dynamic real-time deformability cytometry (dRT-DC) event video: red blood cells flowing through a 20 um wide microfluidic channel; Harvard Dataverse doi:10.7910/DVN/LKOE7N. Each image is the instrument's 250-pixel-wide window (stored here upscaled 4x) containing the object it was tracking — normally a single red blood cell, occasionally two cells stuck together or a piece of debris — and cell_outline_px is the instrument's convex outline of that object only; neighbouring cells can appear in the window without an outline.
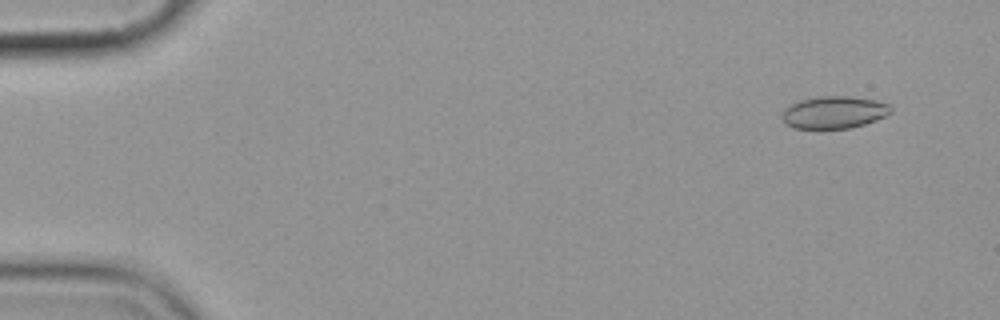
{"species": "common noctule bat (a hibernating species)", "species_latin": "Nyctalus noctula", "temperature_condition": "cold", "stored_images_in_passage": 3, "camera_frame_rate_fps": 3000, "um_per_image_px": 0.085, "animal": {"sex": "female", "body_mass_g": 19.9}, "frame": {"image": 1, "passage_image": 1, "time_ms": 0.0, "image_size_px": [1000, 320], "cell_outline_px": [[892, 112], [876, 120], [864, 124], [848, 128], [792, 128], [784, 124], [784, 108], [800, 100], [820, 96], [852, 96], [876, 100], [888, 104], [892, 108]], "centroid_in_image_um": [70.91, 9.54], "position_along_channel_um": 14.1, "area_um2": 20.35}}